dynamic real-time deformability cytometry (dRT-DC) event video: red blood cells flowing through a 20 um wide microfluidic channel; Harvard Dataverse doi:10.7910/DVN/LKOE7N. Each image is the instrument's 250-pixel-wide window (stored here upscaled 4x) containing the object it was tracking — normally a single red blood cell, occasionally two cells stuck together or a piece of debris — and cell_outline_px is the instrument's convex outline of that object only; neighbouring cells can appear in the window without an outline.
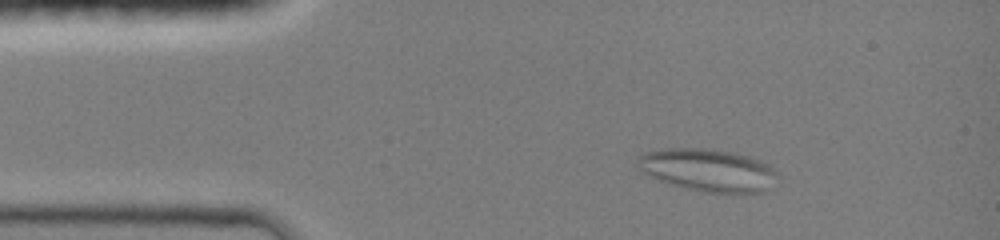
{"species": "common noctule bat (a hibernating species)", "species_latin": "Nyctalus noctula", "temperature_condition": "room temperature", "stored_images_in_passage": 5, "camera_frame_rate_fps": 3000, "um_per_image_px": 0.085, "animal": {"sex": "female", "body_mass_g": 19.0, "forearm_length_mm": 51.5}, "frame": {"image": 1, "passage_image": 3, "time_ms": 0.667, "image_size_px": [1000, 240], "cell_outline_px": [[772, 172], [764, 192], [704, 192], [684, 188], [672, 184], [640, 172], [640, 156], [648, 152], [668, 148], [688, 148], [728, 152], [744, 156], [768, 164]], "centroid_in_image_um": [60.06, 14.46], "position_along_channel_um": 24.9, "area_um2": 32.77}}